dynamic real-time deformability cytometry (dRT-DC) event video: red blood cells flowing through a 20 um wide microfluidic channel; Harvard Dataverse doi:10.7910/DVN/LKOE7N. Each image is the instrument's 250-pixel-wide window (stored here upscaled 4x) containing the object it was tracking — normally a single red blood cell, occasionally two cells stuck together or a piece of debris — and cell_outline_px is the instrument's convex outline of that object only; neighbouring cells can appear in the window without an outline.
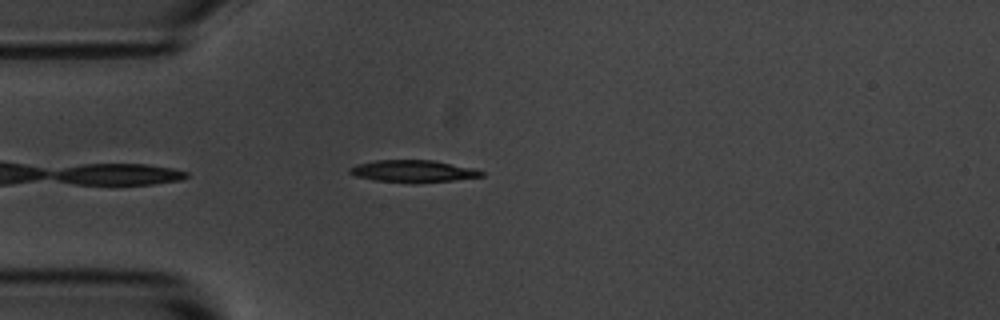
{"species": "common noctule bat (a hibernating species)", "species_latin": "Nyctalus noctula", "temperature_condition": "room temperature", "stored_images_in_passage": 6, "camera_frame_rate_fps": 3000, "um_per_image_px": 0.085, "animal": {"sex": "male", "body_mass_g": 20.1, "forearm_length_mm": 53.5}, "frame": {"image": 1, "passage_image": 5, "time_ms": 4.667, "image_size_px": [1000, 320], "cell_outline_px": [[484, 176], [452, 180], [412, 184], [372, 180], [356, 176], [348, 172], [348, 168], [356, 164], [376, 160], [432, 160], [476, 168], [484, 172]], "centroid_in_image_um": [35.1, 14.56], "position_along_channel_um": 49.9, "area_um2": 17.28}}